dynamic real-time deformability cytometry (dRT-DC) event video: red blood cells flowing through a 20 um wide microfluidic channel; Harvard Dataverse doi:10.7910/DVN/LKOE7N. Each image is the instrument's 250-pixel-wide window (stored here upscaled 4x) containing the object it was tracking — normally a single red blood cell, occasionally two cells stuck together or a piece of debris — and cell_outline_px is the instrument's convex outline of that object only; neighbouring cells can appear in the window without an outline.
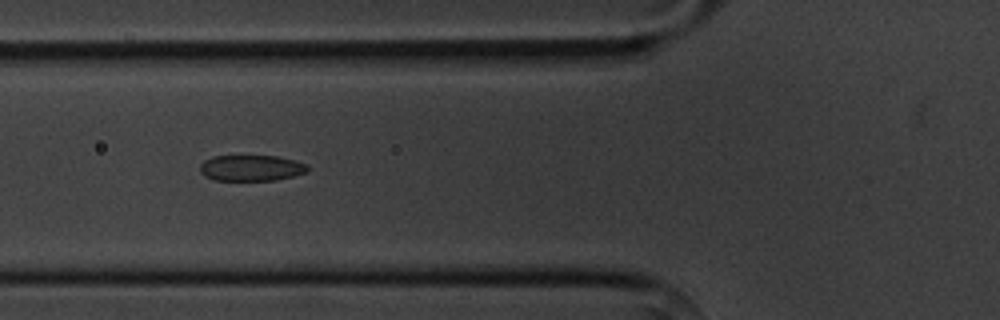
{"species": "common noctule bat (a hibernating species)", "species_latin": "Nyctalus noctula", "temperature_condition": "cold", "stored_images_in_passage": 8, "camera_frame_rate_fps": 3000, "um_per_image_px": 0.085, "animal": {"sex": "male", "body_mass_g": 20.1, "forearm_length_mm": 53.5}, "frame": {"image": 1, "passage_image": 5, "time_ms": 5.333, "image_size_px": [1000, 320], "cell_outline_px": [[308, 172], [276, 180], [212, 180], [204, 176], [200, 172], [200, 164], [204, 160], [212, 156], [276, 156], [308, 164]], "centroid_in_image_um": [21.32, 14.28], "position_along_channel_um": 104.5, "area_um2": 16.3}}
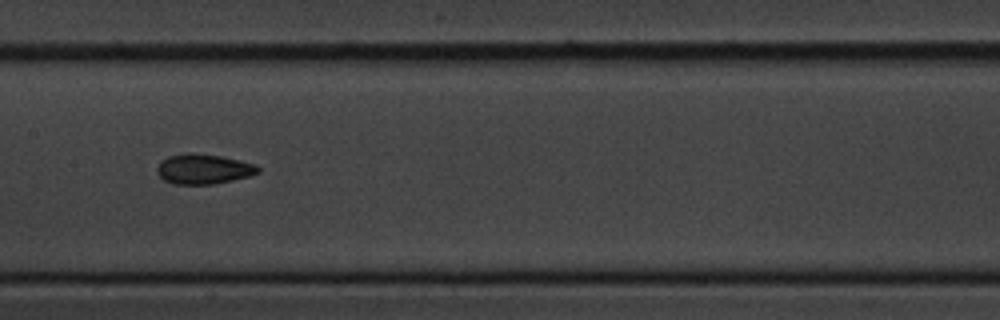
{"frame": {"image": 2, "passage_image": 7, "time_ms": 7.667, "image_size_px": [1000, 320], "cell_outline_px": [[260, 172], [248, 176], [232, 180], [212, 184], [172, 184], [164, 180], [156, 172], [156, 168], [160, 160], [168, 156], [184, 152], [192, 152], [220, 156], [256, 164], [260, 168]], "centroid_in_image_um": [17.25, 14.35], "position_along_channel_um": 190.1, "area_um2": 17.8}}
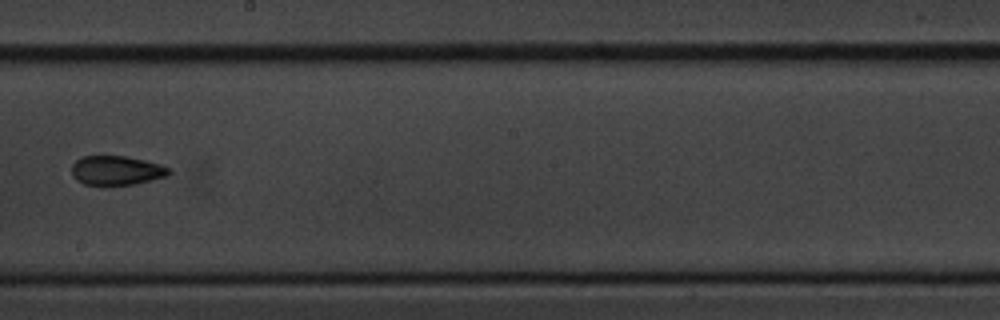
{"frame": {"image": 3, "passage_image": 8, "time_ms": 9.0, "image_size_px": [1000, 320], "cell_outline_px": [[172, 172], [168, 176], [136, 184], [84, 184], [76, 180], [72, 176], [72, 164], [76, 160], [84, 156], [124, 156], [144, 160], [160, 164], [168, 168]], "centroid_in_image_um": [9.91, 14.48], "position_along_channel_um": 238.3, "area_um2": 16.47}}